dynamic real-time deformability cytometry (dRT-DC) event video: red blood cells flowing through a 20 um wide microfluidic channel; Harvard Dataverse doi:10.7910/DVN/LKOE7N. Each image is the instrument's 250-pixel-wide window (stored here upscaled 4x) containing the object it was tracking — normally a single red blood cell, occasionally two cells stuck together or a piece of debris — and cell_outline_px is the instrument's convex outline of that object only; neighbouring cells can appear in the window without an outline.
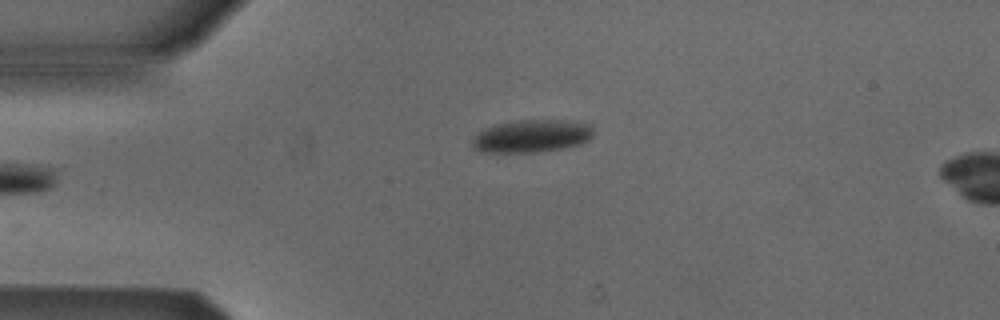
{"species": "Egyptian fruit bat (a non-hibernating species)", "species_latin": "Rousettus aegyptiacus", "temperature_condition": "cold", "stored_images_in_passage": 4, "segment_of_instrument_passage": [1, 2], "camera_frame_rate_fps": 3000, "um_per_image_px": 0.085, "animal": {"sex": "male"}, "frame": {"image": 1, "passage_image": 2, "time_ms": 2.0, "image_size_px": [1000, 320], "cell_outline_px": [[592, 136], [588, 140], [580, 144], [540, 152], [480, 152], [472, 148], [472, 136], [484, 128], [496, 124], [524, 120], [564, 120], [592, 124]], "centroid_in_image_um": [45.15, 11.57], "position_along_channel_um": 39.8, "area_um2": 23.12}}